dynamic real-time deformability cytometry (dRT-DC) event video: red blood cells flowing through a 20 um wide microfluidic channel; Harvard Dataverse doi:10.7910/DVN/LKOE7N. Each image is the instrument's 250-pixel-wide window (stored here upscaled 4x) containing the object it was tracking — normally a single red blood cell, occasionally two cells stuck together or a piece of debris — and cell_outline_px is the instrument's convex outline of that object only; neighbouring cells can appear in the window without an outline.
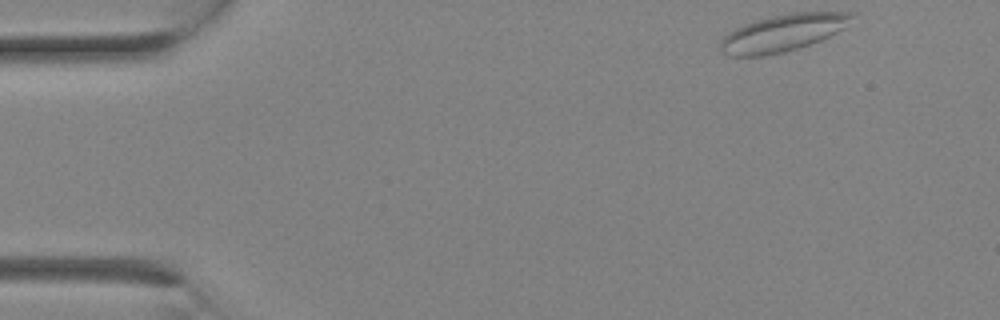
{"species": "Egyptian fruit bat (a non-hibernating species)", "species_latin": "Rousettus aegyptiacus", "temperature_condition": "room temperature", "stored_images_in_passage": 11, "camera_frame_rate_fps": 3000, "um_per_image_px": 0.085, "animal": {"sex": "female"}, "frame": {"image": 1, "passage_image": 1, "time_ms": 0.0, "image_size_px": [1000, 320], "cell_outline_px": [[856, 12], [844, 28], [820, 40], [784, 52], [764, 56], [732, 56], [720, 52], [720, 40], [728, 32], [744, 24], [756, 20], [772, 16], [792, 12]], "centroid_in_image_um": [66.5, 2.79], "position_along_channel_um": 18.5, "area_um2": 28.15}}
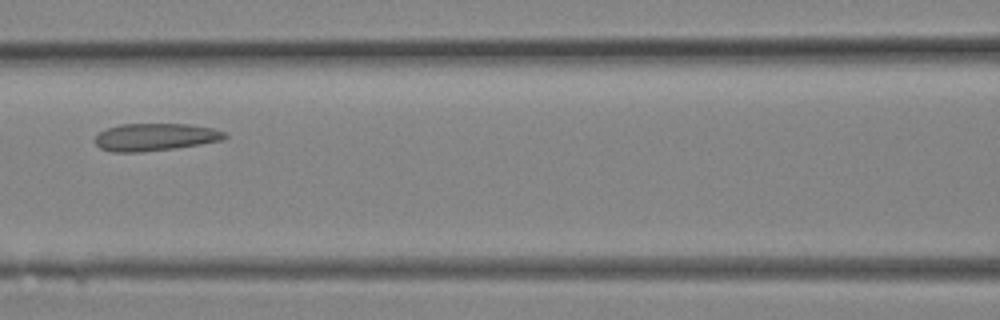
{"frame": {"image": 2, "passage_image": 10, "time_ms": 3.0, "image_size_px": [1000, 320], "cell_outline_px": [[228, 136], [224, 140], [176, 148], [140, 152], [112, 152], [100, 148], [96, 144], [96, 136], [100, 132], [108, 128], [120, 124], [188, 124], [212, 128], [224, 132]], "centroid_in_image_um": [13.21, 11.65], "position_along_channel_um": 153.4, "area_um2": 20.69}}